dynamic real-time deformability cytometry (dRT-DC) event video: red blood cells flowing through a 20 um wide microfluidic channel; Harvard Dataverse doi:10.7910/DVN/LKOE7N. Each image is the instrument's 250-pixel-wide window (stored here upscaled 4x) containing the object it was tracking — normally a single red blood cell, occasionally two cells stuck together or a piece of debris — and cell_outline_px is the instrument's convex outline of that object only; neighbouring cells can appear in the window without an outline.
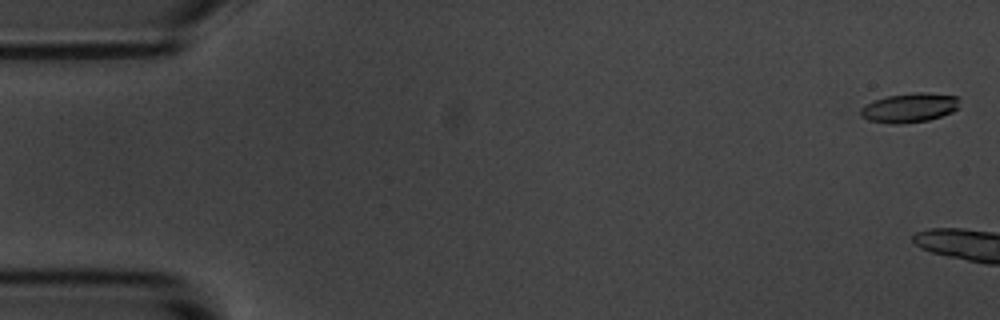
{"species": "common noctule bat (a hibernating species)", "species_latin": "Nyctalus noctula", "temperature_condition": "room temperature", "stored_images_in_passage": 6, "camera_frame_rate_fps": 3000, "um_per_image_px": 0.085, "animal": {"sex": "male", "body_mass_g": 20.1, "forearm_length_mm": 53.5}, "frame": {"image": 1, "passage_image": 2, "time_ms": 0.333, "image_size_px": [1000, 320], "cell_outline_px": [[960, 108], [952, 112], [928, 120], [900, 124], [892, 124], [868, 120], [860, 116], [860, 108], [872, 100], [888, 96], [916, 92], [924, 92], [960, 96]], "centroid_in_image_um": [77.33, 9.15], "position_along_channel_um": 7.7, "area_um2": 17.17}}